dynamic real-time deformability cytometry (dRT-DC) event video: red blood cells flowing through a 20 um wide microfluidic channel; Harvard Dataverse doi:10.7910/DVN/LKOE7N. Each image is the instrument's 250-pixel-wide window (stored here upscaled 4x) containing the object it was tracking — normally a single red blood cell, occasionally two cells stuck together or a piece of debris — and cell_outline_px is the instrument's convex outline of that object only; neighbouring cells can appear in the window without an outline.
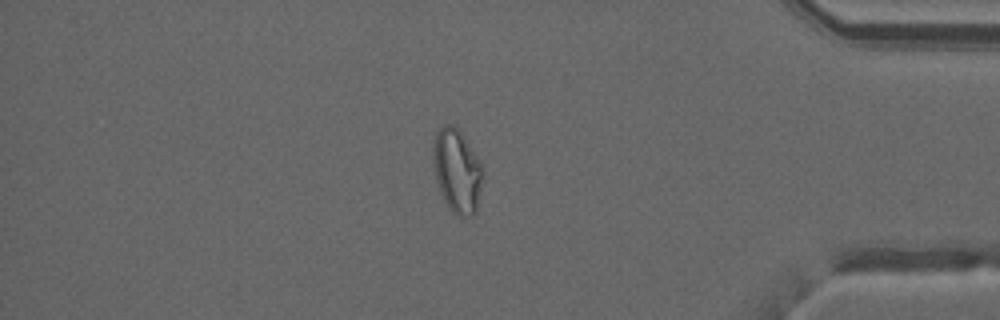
{"species": "common noctule bat (a hibernating species)", "species_latin": "Nyctalus noctula", "temperature_condition": "warm", "stored_images_in_passage": 49, "camera_frame_rate_fps": 3000, "um_per_image_px": 0.085, "animal": {"sex": "male", "forearm_length_mm": 52.5}, "frame": {"image": 1, "passage_image": 42, "time_ms": 13.667, "image_size_px": [1000, 320], "cell_outline_px": [[484, 168], [476, 212], [472, 216], [460, 216], [452, 212], [448, 208], [440, 192], [436, 180], [432, 160], [432, 144], [436, 132], [444, 124], [452, 124], [460, 132], [480, 160]], "centroid_in_image_um": [38.83, 14.52], "position_along_channel_um": 396.4, "area_um2": 24.39}, "authors_computed_cell_mechanics": {"area_um2": 24.6806, "velocity_mm_per_s": 4.0804, "shape_relaxation_time_tau1_ms": null, "shape_relaxation_time_tau2_ms": 1.4908, "deformation_change_tau1": null, "deformation_change_tau2": 0.0736}}